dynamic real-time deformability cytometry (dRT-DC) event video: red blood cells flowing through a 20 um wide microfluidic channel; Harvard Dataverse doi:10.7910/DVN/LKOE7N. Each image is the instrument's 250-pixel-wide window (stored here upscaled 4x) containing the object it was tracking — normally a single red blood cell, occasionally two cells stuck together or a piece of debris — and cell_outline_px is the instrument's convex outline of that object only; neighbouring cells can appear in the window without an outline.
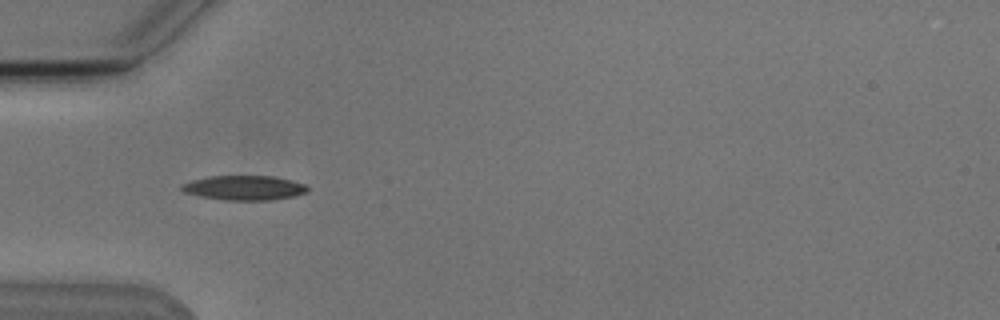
{"species": "Egyptian fruit bat (a non-hibernating species)", "species_latin": "Rousettus aegyptiacus", "temperature_condition": "cold", "stored_images_in_passage": 5, "camera_frame_rate_fps": 3000, "um_per_image_px": 0.085, "animal": {"sex": "male"}, "frame": {"image": 1, "passage_image": 4, "time_ms": 3.667, "image_size_px": [1000, 320], "cell_outline_px": [[308, 192], [292, 196], [272, 200], [224, 200], [200, 196], [184, 192], [180, 188], [180, 184], [192, 180], [212, 176], [276, 176], [292, 180], [304, 184], [308, 188]], "centroid_in_image_um": [20.75, 15.96], "position_along_channel_um": 64.2, "area_um2": 18.03}}